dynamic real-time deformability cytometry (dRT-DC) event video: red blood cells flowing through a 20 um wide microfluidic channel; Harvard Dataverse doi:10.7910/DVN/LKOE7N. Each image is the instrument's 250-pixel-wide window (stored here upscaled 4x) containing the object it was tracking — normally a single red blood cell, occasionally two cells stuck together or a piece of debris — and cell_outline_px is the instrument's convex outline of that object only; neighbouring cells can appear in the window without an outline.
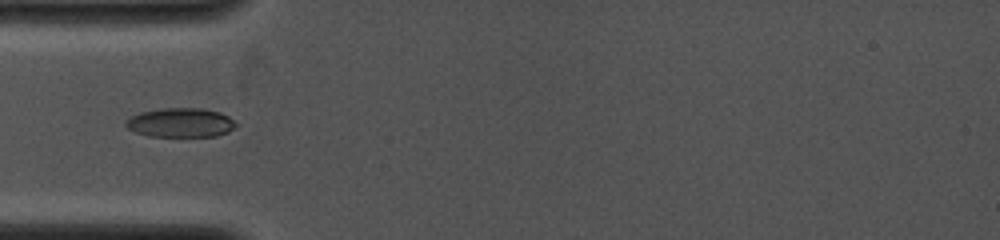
{"species": "common noctule bat (a hibernating species)", "species_latin": "Nyctalus noctula", "temperature_condition": "cold", "stored_images_in_passage": 47, "camera_frame_rate_fps": 4000, "um_per_image_px": 0.085, "animal": {"sex": "female", "body_mass_g": 19.0, "forearm_length_mm": 53.3}, "frame": {"image": 1, "passage_image": 1, "time_ms": 0.0, "image_size_px": [1000, 240], "cell_outline_px": [[240, 124], [228, 132], [216, 136], [148, 136], [136, 132], [128, 128], [124, 124], [124, 120], [140, 112], [160, 108], [204, 108], [220, 112], [228, 116]], "centroid_in_image_um": [15.37, 10.41], "position_along_channel_um": 69.6, "area_um2": 18.96}}
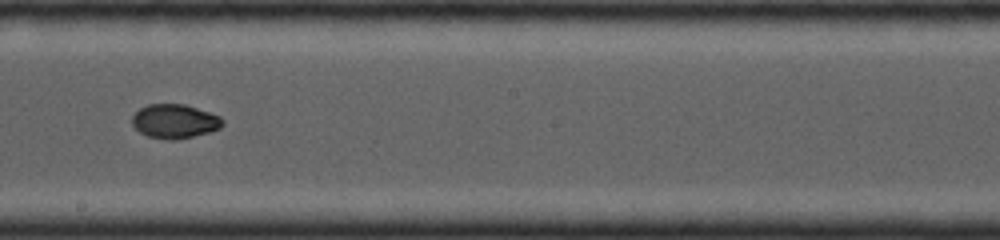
{"frame": {"image": 2, "passage_image": 18, "time_ms": 3.75, "image_size_px": [1000, 240], "cell_outline_px": [[224, 124], [220, 128], [208, 132], [192, 136], [172, 140], [148, 136], [140, 132], [132, 124], [132, 116], [140, 108], [148, 104], [184, 104], [220, 116], [224, 120]], "centroid_in_image_um": [14.85, 10.3], "position_along_channel_um": 233.4, "area_um2": 17.74}}
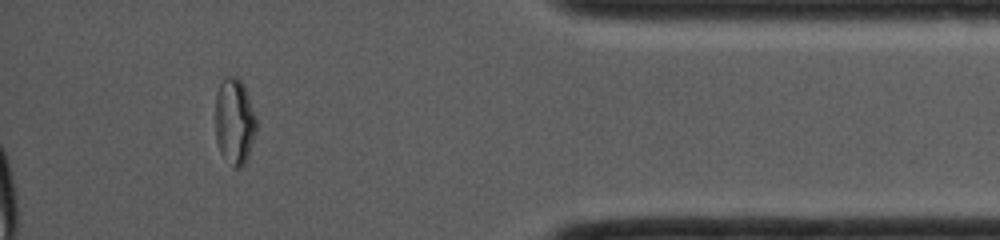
{"frame": {"image": 3, "passage_image": 41, "time_ms": 8.5, "image_size_px": [1000, 240], "cell_outline_px": [[256, 132], [248, 156], [244, 164], [240, 168], [232, 168], [220, 152], [216, 140], [216, 92], [224, 76], [236, 76], [244, 84], [256, 116]], "centroid_in_image_um": [19.93, 10.32], "position_along_channel_um": 415.3, "area_um2": 20.81}}